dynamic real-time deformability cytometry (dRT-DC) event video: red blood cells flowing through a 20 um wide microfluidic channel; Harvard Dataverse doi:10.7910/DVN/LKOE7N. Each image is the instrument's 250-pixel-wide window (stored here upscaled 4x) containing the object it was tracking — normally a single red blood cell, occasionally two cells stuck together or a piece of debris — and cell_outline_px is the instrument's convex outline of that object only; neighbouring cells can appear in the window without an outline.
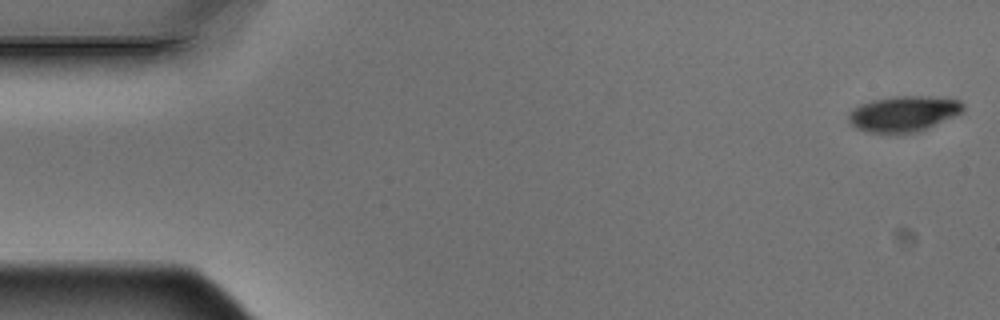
{"species": "Egyptian fruit bat (a non-hibernating species)", "species_latin": "Rousettus aegyptiacus", "temperature_condition": "warm", "stored_images_in_passage": 5, "camera_frame_rate_fps": 3000, "um_per_image_px": 0.085, "animal": {"sex": "male"}, "frame": {"image": 1, "passage_image": 1, "time_ms": 0.0, "image_size_px": [1000, 320], "cell_outline_px": [[964, 112], [916, 132], [900, 136], [868, 132], [856, 128], [848, 120], [848, 112], [852, 108], [860, 104], [872, 100], [892, 96], [928, 96], [960, 100], [964, 104]], "centroid_in_image_um": [76.77, 9.69], "position_along_channel_um": 8.2, "area_um2": 24.33}}
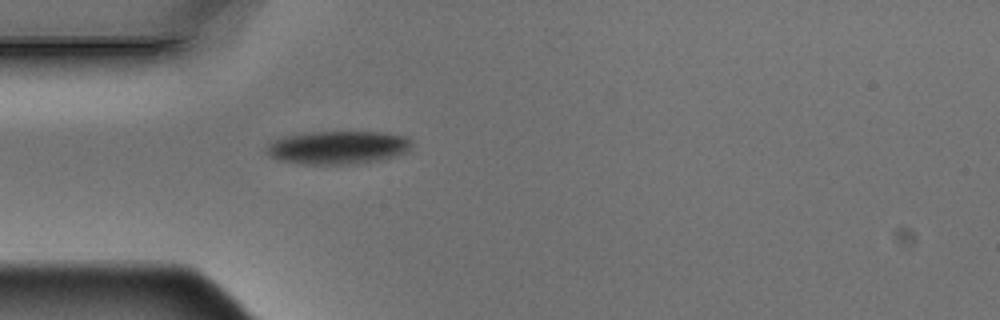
{"frame": {"image": 2, "passage_image": 5, "time_ms": 1.333, "image_size_px": [1000, 320], "cell_outline_px": [[412, 144], [404, 152], [396, 156], [376, 160], [352, 164], [300, 164], [280, 160], [268, 156], [264, 152], [268, 144], [276, 140], [288, 136], [312, 132], [380, 132], [408, 136], [412, 140]], "centroid_in_image_um": [28.71, 12.54], "position_along_channel_um": 56.3, "area_um2": 27.92}}